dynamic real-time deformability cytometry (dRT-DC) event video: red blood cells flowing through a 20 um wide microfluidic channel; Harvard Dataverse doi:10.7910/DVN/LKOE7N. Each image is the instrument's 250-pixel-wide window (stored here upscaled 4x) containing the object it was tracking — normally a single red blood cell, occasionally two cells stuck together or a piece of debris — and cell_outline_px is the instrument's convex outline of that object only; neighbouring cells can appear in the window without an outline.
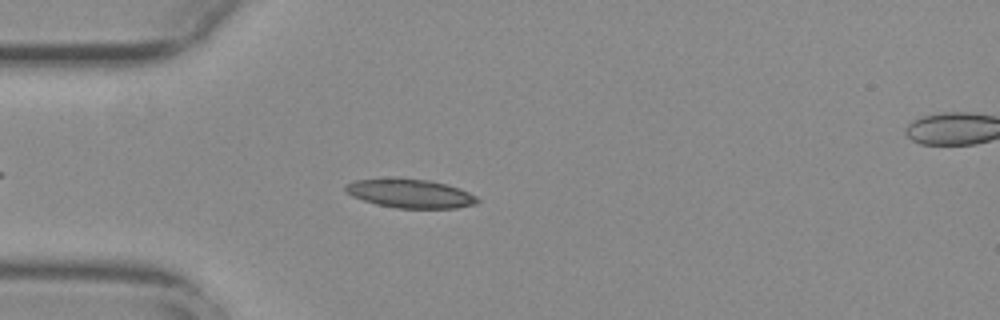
{"species": "common noctule bat (a hibernating species)", "species_latin": "Nyctalus noctula", "temperature_condition": "warm", "stored_images_in_passage": 47, "camera_frame_rate_fps": 3000, "um_per_image_px": 0.085, "animal": {"sex": "female", "body_mass_g": 29.2, "forearm_length_mm": 56.3}, "frame": {"image": 1, "passage_image": 7, "time_ms": 2.0, "image_size_px": [1000, 320], "cell_outline_px": [[480, 200], [476, 204], [456, 208], [396, 208], [376, 204], [352, 196], [344, 192], [344, 184], [356, 180], [392, 176], [428, 180], [448, 184], [460, 188], [476, 196]], "centroid_in_image_um": [34.83, 16.42], "position_along_channel_um": 50.2, "area_um2": 22.72}}
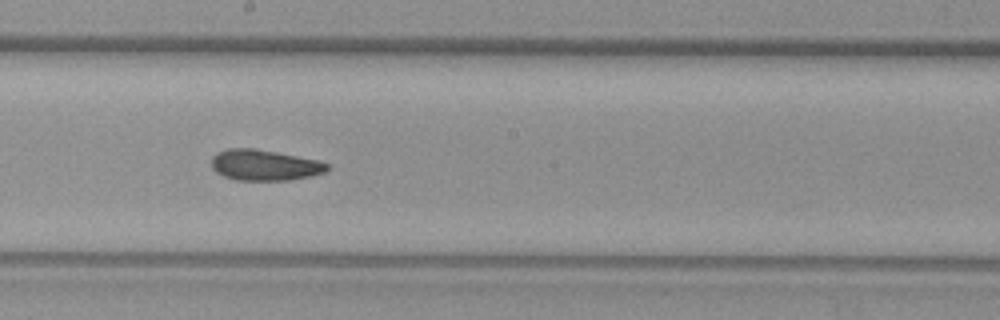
{"frame": {"image": 2, "passage_image": 22, "time_ms": 7.0, "image_size_px": [1000, 320], "cell_outline_px": [[332, 168], [324, 172], [312, 176], [288, 180], [236, 180], [224, 176], [216, 172], [212, 168], [212, 156], [216, 152], [228, 148], [256, 148], [320, 160], [328, 164]], "centroid_in_image_um": [22.5, 14.02], "position_along_channel_um": 225.7, "area_um2": 21.04}}
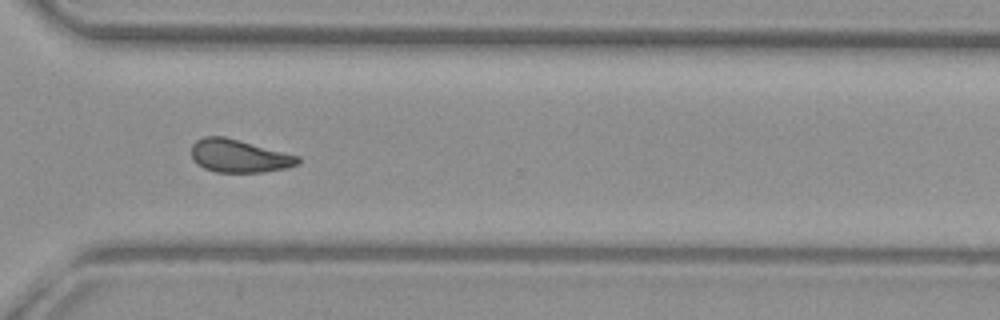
{"frame": {"image": 3, "passage_image": 32, "time_ms": 10.333, "image_size_px": [1000, 320], "cell_outline_px": [[300, 164], [288, 168], [264, 172], [216, 172], [204, 168], [196, 164], [192, 160], [192, 144], [196, 140], [204, 136], [224, 136], [300, 156]], "centroid_in_image_um": [20.32, 13.26], "position_along_channel_um": 350.3, "area_um2": 20.63}, "authors_computed_cell_mechanics": {"area_um2": 21.0392, "velocity_mm_per_s": 3.7355, "shape_relaxation_time_tau1_ms": null, "shape_relaxation_time_tau2_ms": 7.7012, "deformation_change_tau1": null, "deformation_change_tau2": 0.1375}}